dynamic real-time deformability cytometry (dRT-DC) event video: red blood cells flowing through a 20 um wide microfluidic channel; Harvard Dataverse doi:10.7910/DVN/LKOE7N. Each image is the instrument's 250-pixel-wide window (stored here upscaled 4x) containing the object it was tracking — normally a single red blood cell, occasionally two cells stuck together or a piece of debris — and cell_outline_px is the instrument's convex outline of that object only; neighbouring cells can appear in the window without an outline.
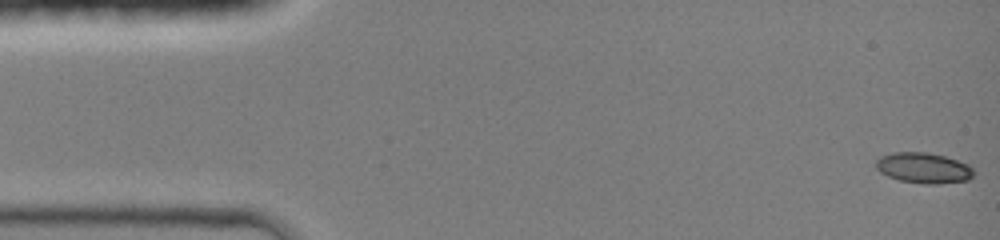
{"species": "common noctule bat (a hibernating species)", "species_latin": "Nyctalus noctula", "temperature_condition": "room temperature", "stored_images_in_passage": 45, "camera_frame_rate_fps": 3000, "um_per_image_px": 0.085, "animal": {"sex": "female", "body_mass_g": 19.0, "forearm_length_mm": 51.5}, "frame": {"image": 1, "passage_image": 1, "time_ms": 0.0, "image_size_px": [1000, 240], "cell_outline_px": [[972, 176], [968, 180], [936, 184], [924, 184], [900, 180], [888, 176], [880, 172], [876, 168], [876, 160], [880, 156], [892, 152], [928, 152], [944, 156], [968, 164], [972, 168]], "centroid_in_image_um": [78.47, 14.27], "position_along_channel_um": 6.5, "area_um2": 17.34}}
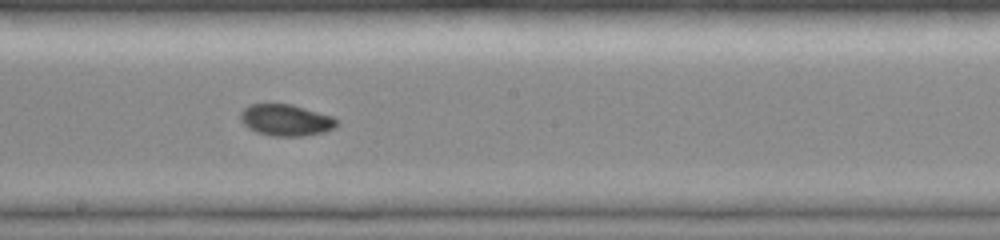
{"frame": {"image": 2, "passage_image": 25, "time_ms": 8.0, "image_size_px": [1000, 240], "cell_outline_px": [[340, 124], [336, 128], [324, 132], [304, 136], [272, 136], [256, 132], [248, 128], [240, 120], [240, 112], [248, 104], [292, 104], [332, 116], [340, 120]], "centroid_in_image_um": [24.33, 10.21], "position_along_channel_um": 223.9, "area_um2": 17.98}}
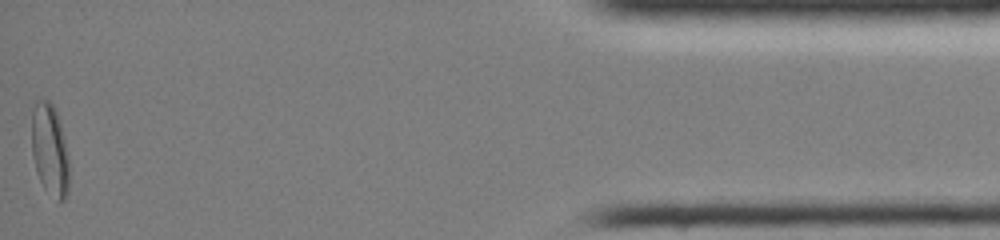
{"frame": {"image": 3, "passage_image": 45, "time_ms": 14.667, "image_size_px": [1000, 240], "cell_outline_px": [[68, 192], [64, 200], [60, 204], [44, 188], [36, 172], [32, 152], [32, 112], [36, 100], [40, 96], [48, 100], [52, 104], [56, 112], [60, 124], [64, 140], [68, 160]], "centroid_in_image_um": [4.21, 12.74], "position_along_channel_um": 431.0, "area_um2": 20.06}, "authors_computed_cell_mechanics": {"area_um2": 17.5134, "velocity_mm_per_s": 4.2828, "shape_relaxation_time_tau1_ms": 8.6348, "shape_relaxation_time_tau2_ms": 2.4717, "deformation_change_tau1": 0.1808, "deformation_change_tau2": 0.0487}}